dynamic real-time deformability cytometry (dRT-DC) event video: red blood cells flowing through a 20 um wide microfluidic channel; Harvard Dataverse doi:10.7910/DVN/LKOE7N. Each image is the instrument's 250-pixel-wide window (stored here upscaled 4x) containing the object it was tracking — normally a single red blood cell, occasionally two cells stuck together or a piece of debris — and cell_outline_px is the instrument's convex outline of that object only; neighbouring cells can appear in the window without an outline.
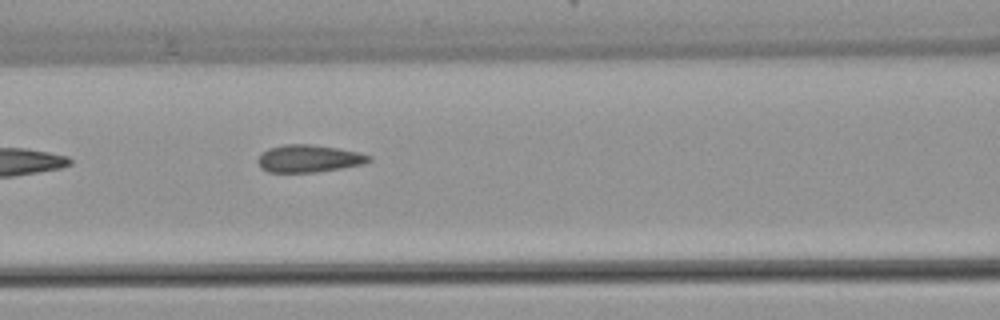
{"species": "common noctule bat (a hibernating species)", "species_latin": "Nyctalus noctula", "temperature_condition": "warm", "stored_images_in_passage": 4, "camera_frame_rate_fps": 3000, "um_per_image_px": 0.085, "animal": {"sex": "female", "body_mass_g": 22.7, "forearm_length_mm": 54.2}, "frame": {"image": 1, "passage_image": 4, "time_ms": 3.667, "image_size_px": [1000, 320], "cell_outline_px": [[372, 160], [364, 164], [316, 172], [268, 172], [260, 168], [256, 160], [268, 148], [284, 144], [312, 144], [360, 152], [372, 156]], "centroid_in_image_um": [26.26, 13.47], "position_along_channel_um": 140.3, "area_um2": 17.8}}